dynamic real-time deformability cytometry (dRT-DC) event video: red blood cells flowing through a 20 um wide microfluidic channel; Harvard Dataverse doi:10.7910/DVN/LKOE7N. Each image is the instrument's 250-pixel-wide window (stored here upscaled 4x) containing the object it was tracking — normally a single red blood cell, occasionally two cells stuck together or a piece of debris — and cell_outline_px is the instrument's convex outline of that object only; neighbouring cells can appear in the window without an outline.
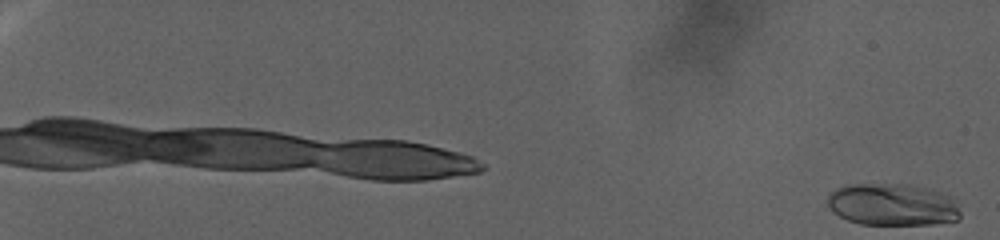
{"species": "human", "species_latin": "Homo sapiens", "temperature_condition": "warm", "stored_images_in_passage": 110, "camera_frame_rate_fps": 3000, "um_per_image_px": 0.085, "donor": {"sex": "female"}, "frame": {"image": 1, "passage_image": 1, "time_ms": 0.0, "image_size_px": [1000, 240], "cell_outline_px": [[960, 220], [932, 224], [860, 224], [848, 220], [832, 212], [828, 204], [828, 196], [836, 188], [848, 184], [908, 184], [928, 188], [952, 196], [956, 200], [960, 212]], "centroid_in_image_um": [75.9, 17.39], "position_along_channel_um": 9.1, "area_um2": 32.83}}
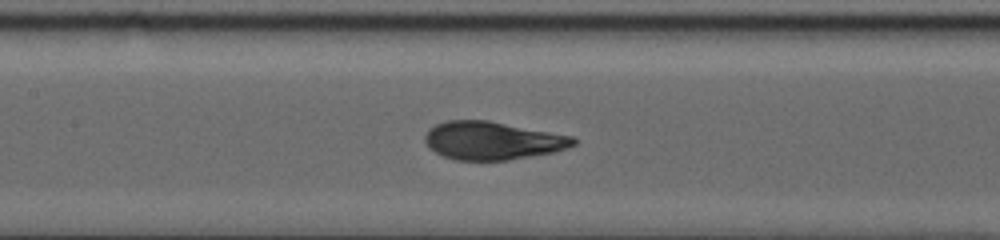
{"frame": {"image": 2, "passage_image": 62, "time_ms": 20.333, "image_size_px": [1000, 240], "cell_outline_px": [[576, 144], [568, 148], [552, 152], [508, 160], [456, 160], [444, 156], [428, 148], [424, 140], [424, 136], [428, 128], [444, 120], [488, 120], [572, 136], [576, 140]], "centroid_in_image_um": [41.81, 11.94], "position_along_channel_um": 165.6, "area_um2": 32.95}}
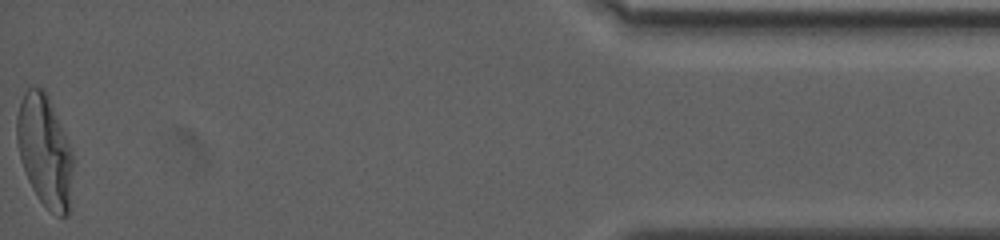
{"frame": {"image": 3, "passage_image": 110, "time_ms": 36.333, "image_size_px": [1000, 240], "cell_outline_px": [[72, 208], [68, 216], [60, 216], [52, 212], [36, 196], [28, 180], [20, 160], [16, 136], [16, 116], [20, 100], [24, 92], [28, 88], [44, 88], [48, 96], [72, 152]], "centroid_in_image_um": [3.8, 12.87], "position_along_channel_um": 431.4, "area_um2": 36.7}}